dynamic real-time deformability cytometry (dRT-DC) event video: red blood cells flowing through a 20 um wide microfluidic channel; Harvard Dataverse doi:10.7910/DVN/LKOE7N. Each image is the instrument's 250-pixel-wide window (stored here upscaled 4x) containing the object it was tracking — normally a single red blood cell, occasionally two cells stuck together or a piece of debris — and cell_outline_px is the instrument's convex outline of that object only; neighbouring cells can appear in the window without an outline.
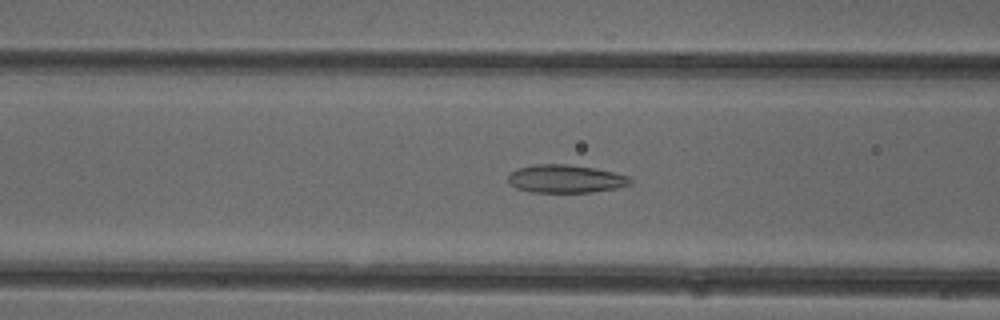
{"species": "common noctule bat (a hibernating species)", "species_latin": "Nyctalus noctula", "temperature_condition": "cold", "stored_images_in_passage": 51, "camera_frame_rate_fps": 3000, "um_per_image_px": 0.085, "animal": {"sex": "female"}, "frame": {"image": 1, "passage_image": 20, "time_ms": 6.333, "image_size_px": [1000, 320], "cell_outline_px": [[632, 184], [616, 188], [592, 192], [532, 192], [516, 188], [508, 184], [508, 176], [512, 172], [520, 168], [532, 164], [568, 164], [596, 168], [628, 176], [632, 180]], "centroid_in_image_um": [48.07, 15.2], "position_along_channel_um": 118.5, "area_um2": 20.0}}
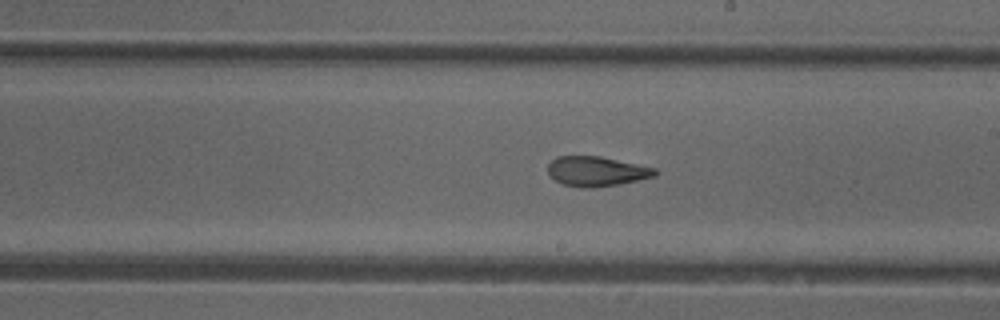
{"frame": {"image": 2, "passage_image": 29, "time_ms": 9.333, "image_size_px": [1000, 320], "cell_outline_px": [[660, 172], [656, 176], [620, 184], [592, 188], [580, 188], [564, 184], [556, 180], [548, 172], [548, 164], [556, 156], [600, 156], [656, 168]], "centroid_in_image_um": [50.74, 14.56], "position_along_channel_um": 238.3, "area_um2": 18.67}}
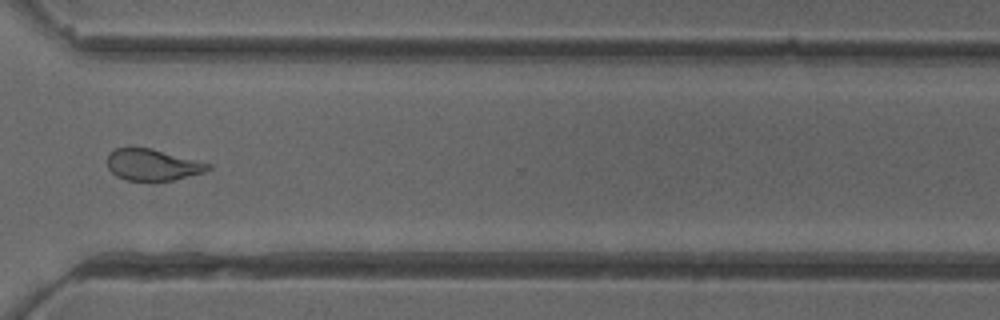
{"frame": {"image": 3, "passage_image": 38, "time_ms": 12.333, "image_size_px": [1000, 320], "cell_outline_px": [[212, 168], [204, 172], [172, 180], [124, 180], [116, 176], [108, 168], [108, 152], [116, 148], [128, 144], [152, 148], [212, 164]], "centroid_in_image_um": [12.92, 13.96], "position_along_channel_um": 357.7, "area_um2": 18.9}, "authors_computed_cell_mechanics": {"area_um2": 20.4612, "velocity_mm_per_s": 3.9872, "shape_relaxation_time_tau1_ms": null, "shape_relaxation_time_tau2_ms": 1.913, "deformation_change_tau1": null, "deformation_change_tau2": 0.0911}}